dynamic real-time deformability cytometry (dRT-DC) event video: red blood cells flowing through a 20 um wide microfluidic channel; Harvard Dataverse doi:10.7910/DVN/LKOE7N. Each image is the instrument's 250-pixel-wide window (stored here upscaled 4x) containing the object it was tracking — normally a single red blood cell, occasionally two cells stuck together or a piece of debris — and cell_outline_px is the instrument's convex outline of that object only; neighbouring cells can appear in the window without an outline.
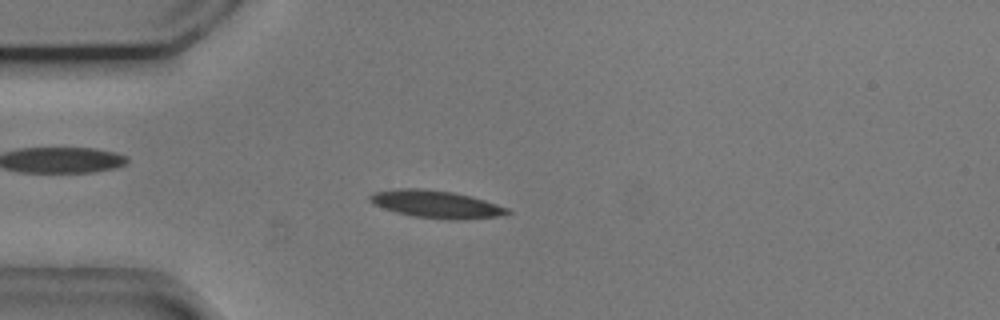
{"species": "common noctule bat (a hibernating species)", "species_latin": "Nyctalus noctula", "temperature_condition": "cold", "stored_images_in_passage": 54, "camera_frame_rate_fps": 3000, "um_per_image_px": 0.085, "animal": {"sex": "male", "body_mass_g": 20.5, "forearm_length_mm": 52.5}, "frame": {"image": 1, "passage_image": 14, "time_ms": 4.333, "image_size_px": [1000, 320], "cell_outline_px": [[512, 212], [500, 216], [456, 220], [452, 220], [412, 216], [396, 212], [372, 204], [368, 200], [368, 196], [372, 192], [400, 188], [416, 188], [452, 192], [472, 196], [508, 208]], "centroid_in_image_um": [37.04, 17.36], "position_along_channel_um": 48.0, "area_um2": 22.02}}
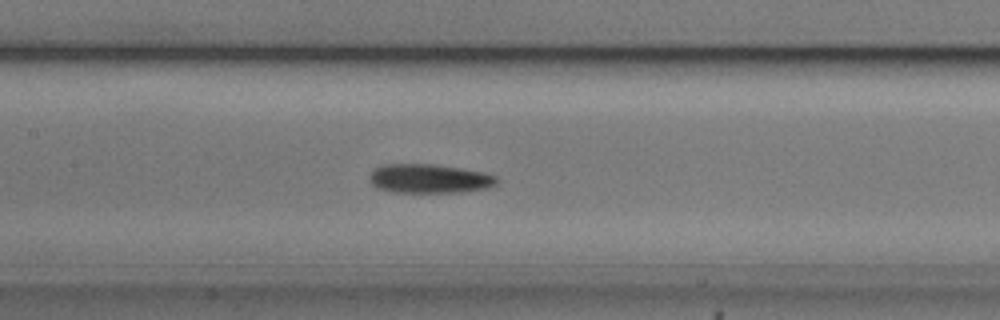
{"frame": {"image": 2, "passage_image": 25, "time_ms": 8.0, "image_size_px": [1000, 320], "cell_outline_px": [[500, 180], [496, 184], [484, 188], [460, 192], [392, 192], [376, 188], [368, 180], [368, 176], [376, 168], [384, 164], [432, 164], [460, 168], [484, 172], [496, 176]], "centroid_in_image_um": [36.46, 15.18], "position_along_channel_um": 170.9, "area_um2": 21.56}}
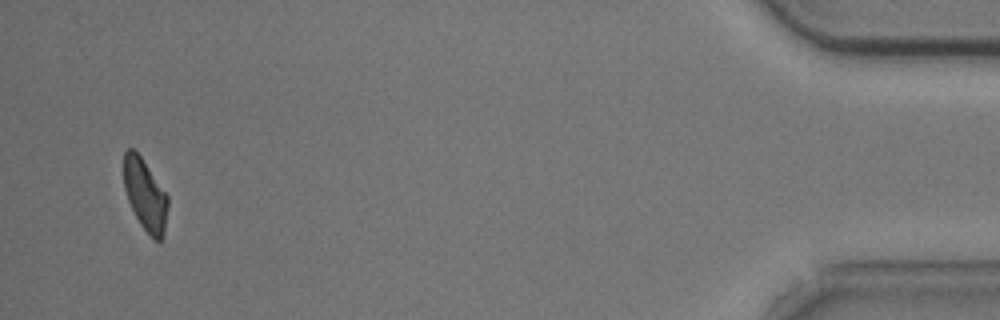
{"frame": {"image": 3, "passage_image": 52, "time_ms": 17.0, "image_size_px": [1000, 320], "cell_outline_px": [[168, 204], [164, 236], [160, 240], [156, 240], [140, 224], [128, 200], [124, 188], [124, 152], [128, 148], [132, 148], [140, 156], [168, 196]], "centroid_in_image_um": [12.34, 16.56], "position_along_channel_um": 422.9, "area_um2": 17.98}, "authors_computed_cell_mechanics": {"area_um2": 20.3745, "velocity_mm_per_s": 3.7086, "shape_relaxation_time_tau1_ms": 2.5902, "shape_relaxation_time_tau2_ms": 5.2523, "deformation_change_tau1": 0.1138, "deformation_change_tau2": 0.1381}}